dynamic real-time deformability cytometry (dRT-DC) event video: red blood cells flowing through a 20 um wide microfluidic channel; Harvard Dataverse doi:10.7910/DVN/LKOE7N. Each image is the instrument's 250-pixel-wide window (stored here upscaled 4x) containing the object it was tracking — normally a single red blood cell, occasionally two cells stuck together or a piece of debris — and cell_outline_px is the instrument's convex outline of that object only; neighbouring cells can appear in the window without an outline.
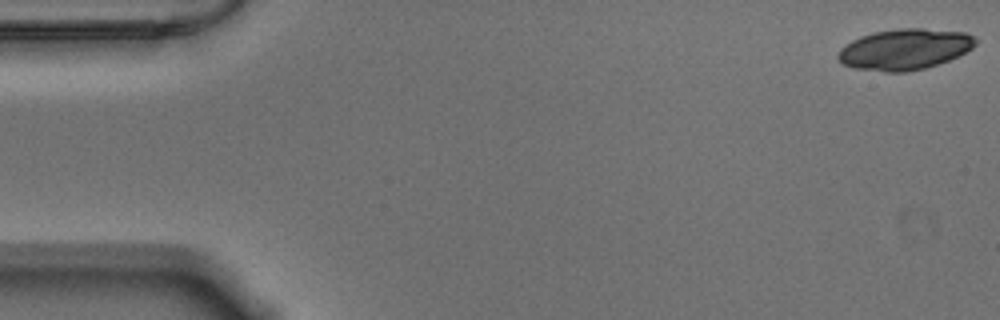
{"species": "Egyptian fruit bat (a non-hibernating species)", "species_latin": "Rousettus aegyptiacus", "temperature_condition": "warm", "stored_images_in_passage": 40, "segment_of_instrument_passage": [1, 2], "camera_frame_rate_fps": 3000, "um_per_image_px": 0.085, "animal": {"sex": "male"}, "frame": {"image": 1, "passage_image": 1, "time_ms": 0.0, "image_size_px": [1000, 320], "cell_outline_px": [[976, 44], [972, 48], [948, 60], [924, 68], [908, 72], [884, 72], [856, 68], [840, 64], [836, 56], [840, 48], [852, 40], [860, 36], [872, 32], [896, 28], [924, 28], [964, 32], [972, 36], [976, 40]], "centroid_in_image_um": [76.84, 4.18], "position_along_channel_um": 8.2, "area_um2": 32.83}}
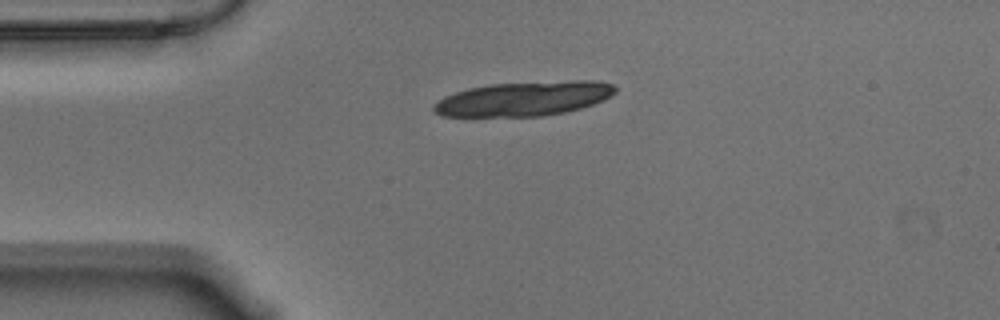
{"frame": {"image": 2, "passage_image": 13, "time_ms": 4.0, "image_size_px": [1000, 320], "cell_outline_px": [[616, 92], [604, 100], [580, 108], [564, 112], [540, 116], [440, 116], [432, 108], [432, 104], [444, 96], [468, 88], [488, 84], [572, 80], [596, 80], [612, 84], [616, 88]], "centroid_in_image_um": [44.52, 8.38], "position_along_channel_um": 40.5, "area_um2": 36.47}}